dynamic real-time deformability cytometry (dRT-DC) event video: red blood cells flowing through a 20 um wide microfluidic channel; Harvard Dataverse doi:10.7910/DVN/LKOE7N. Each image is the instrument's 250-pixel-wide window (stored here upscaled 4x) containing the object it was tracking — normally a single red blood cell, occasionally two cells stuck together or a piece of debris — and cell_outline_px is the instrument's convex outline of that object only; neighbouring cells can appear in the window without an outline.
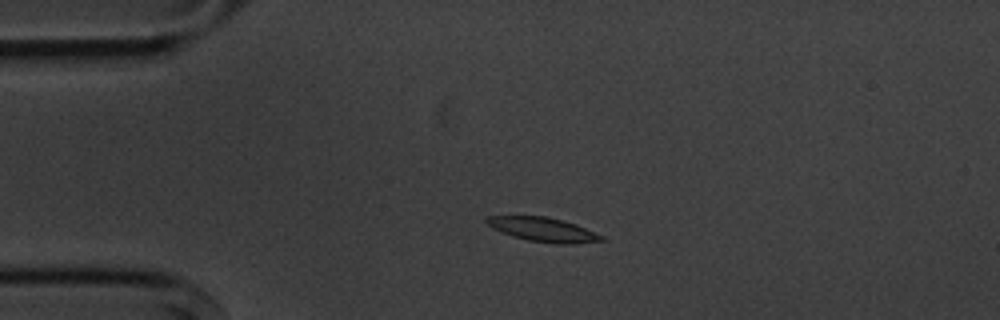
{"species": "common noctule bat (a hibernating species)", "species_latin": "Nyctalus noctula", "temperature_condition": "cold", "stored_images_in_passage": 4, "camera_frame_rate_fps": 3000, "um_per_image_px": 0.085, "animal": {"sex": "male", "body_mass_g": 20.1, "forearm_length_mm": 53.5}, "frame": {"image": 1, "passage_image": 3, "time_ms": 2.333, "image_size_px": [1000, 320], "cell_outline_px": [[608, 240], [568, 244], [556, 244], [528, 240], [512, 236], [500, 232], [492, 228], [484, 220], [488, 216], [548, 216], [576, 224], [604, 236]], "centroid_in_image_um": [46.18, 19.51], "position_along_channel_um": 38.8, "area_um2": 16.24}}